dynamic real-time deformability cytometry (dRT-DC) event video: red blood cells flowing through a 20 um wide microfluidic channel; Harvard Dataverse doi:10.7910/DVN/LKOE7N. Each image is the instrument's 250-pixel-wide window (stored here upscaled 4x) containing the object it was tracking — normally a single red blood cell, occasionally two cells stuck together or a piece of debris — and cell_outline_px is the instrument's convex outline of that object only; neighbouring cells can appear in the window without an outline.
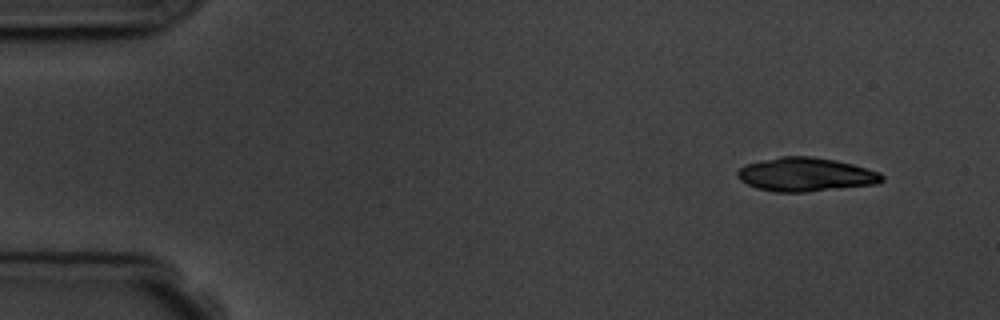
{"species": "common noctule bat (a hibernating species)", "species_latin": "Nyctalus noctula", "temperature_condition": "room temperature", "stored_images_in_passage": 5, "camera_frame_rate_fps": 3000, "um_per_image_px": 0.085, "animal": {"sex": "male", "body_mass_g": 19.5, "forearm_length_mm": 54.6}, "frame": {"image": 1, "passage_image": 1, "time_ms": 0.0, "image_size_px": [1000, 320], "cell_outline_px": [[884, 180], [880, 184], [804, 192], [776, 192], [756, 188], [740, 180], [736, 176], [736, 172], [744, 164], [780, 156], [812, 156], [836, 160], [852, 164], [880, 172], [884, 176]], "centroid_in_image_um": [68.49, 14.83], "position_along_channel_um": 16.5, "area_um2": 28.67}}
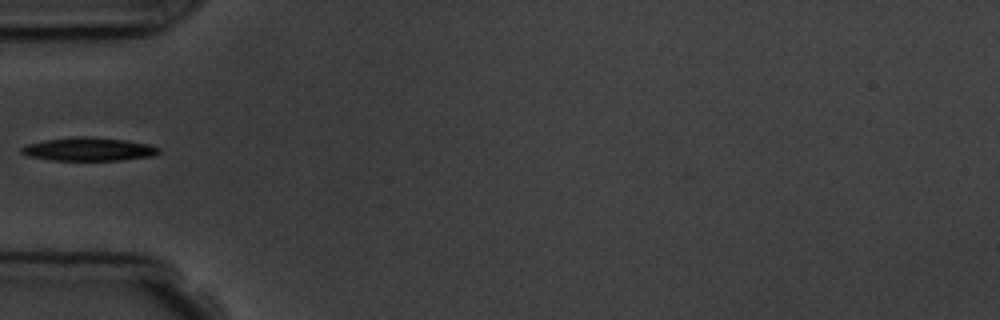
{"frame": {"image": 2, "passage_image": 5, "time_ms": 4.667, "image_size_px": [1000, 320], "cell_outline_px": [[160, 152], [152, 156], [120, 160], [52, 160], [28, 156], [20, 152], [20, 148], [28, 144], [44, 140], [72, 136], [84, 136], [124, 140], [148, 144], [160, 148]], "centroid_in_image_um": [7.51, 12.68], "position_along_channel_um": 77.5, "area_um2": 18.61}}